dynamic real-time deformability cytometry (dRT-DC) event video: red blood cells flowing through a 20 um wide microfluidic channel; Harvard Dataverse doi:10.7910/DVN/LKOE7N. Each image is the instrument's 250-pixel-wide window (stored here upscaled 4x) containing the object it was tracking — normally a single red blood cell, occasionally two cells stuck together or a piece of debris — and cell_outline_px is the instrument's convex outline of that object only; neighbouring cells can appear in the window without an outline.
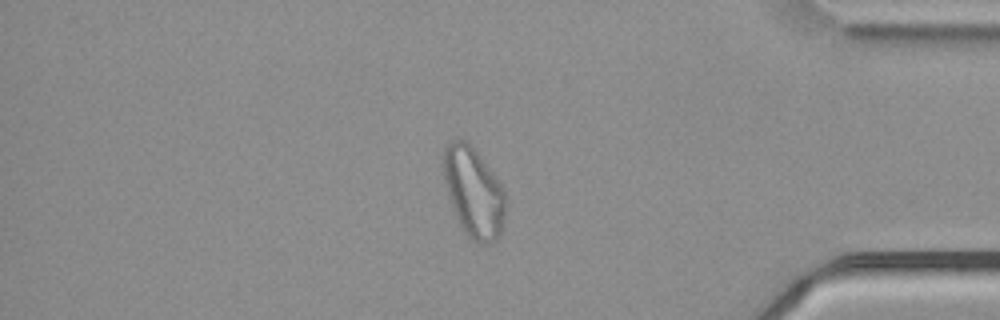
{"species": "common noctule bat (a hibernating species)", "species_latin": "Nyctalus noctula", "temperature_condition": "cold", "stored_images_in_passage": 57, "camera_frame_rate_fps": 3000, "um_per_image_px": 0.085, "animal": {"sex": "male", "body_mass_g": 21.5, "forearm_length_mm": 52.0}, "frame": {"image": 1, "passage_image": 49, "time_ms": 16.0, "image_size_px": [1000, 320], "cell_outline_px": [[504, 216], [500, 236], [492, 244], [480, 244], [468, 236], [464, 232], [452, 208], [444, 180], [444, 148], [456, 136], [472, 144], [500, 184], [504, 192]], "centroid_in_image_um": [40.24, 16.34], "position_along_channel_um": 395.0, "area_um2": 32.31}}